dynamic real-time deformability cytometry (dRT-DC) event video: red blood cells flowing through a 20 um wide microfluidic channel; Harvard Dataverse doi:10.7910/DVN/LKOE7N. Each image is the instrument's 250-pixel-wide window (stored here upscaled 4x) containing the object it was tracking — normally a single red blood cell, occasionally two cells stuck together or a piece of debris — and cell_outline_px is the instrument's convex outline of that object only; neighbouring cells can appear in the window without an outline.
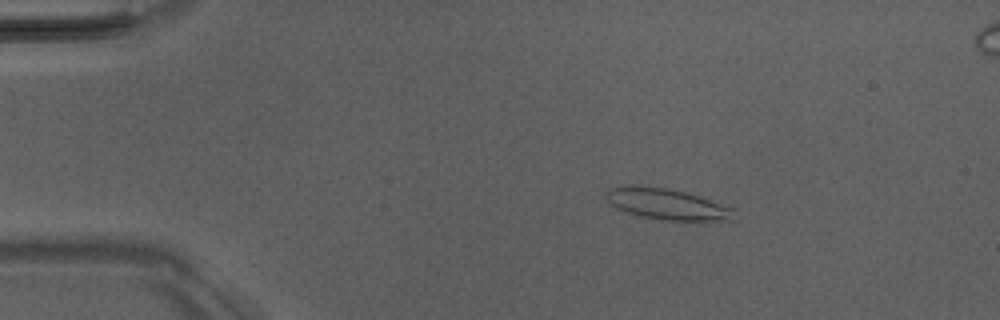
{"species": "Egyptian fruit bat (a non-hibernating species)", "species_latin": "Rousettus aegyptiacus", "temperature_condition": "room temperature", "stored_images_in_passage": 46, "segment_of_instrument_passage": [1, 2], "camera_frame_rate_fps": 3000, "um_per_image_px": 0.085, "animal": {"sex": "male"}, "frame": {"image": 1, "passage_image": 3, "time_ms": 0.667, "image_size_px": [1000, 320], "cell_outline_px": [[736, 220], [664, 220], [640, 216], [624, 212], [616, 208], [604, 196], [604, 192], [608, 188], [628, 184], [668, 188], [700, 196], [732, 208]], "centroid_in_image_um": [56.62, 17.33], "position_along_channel_um": 28.4, "area_um2": 23.24}}
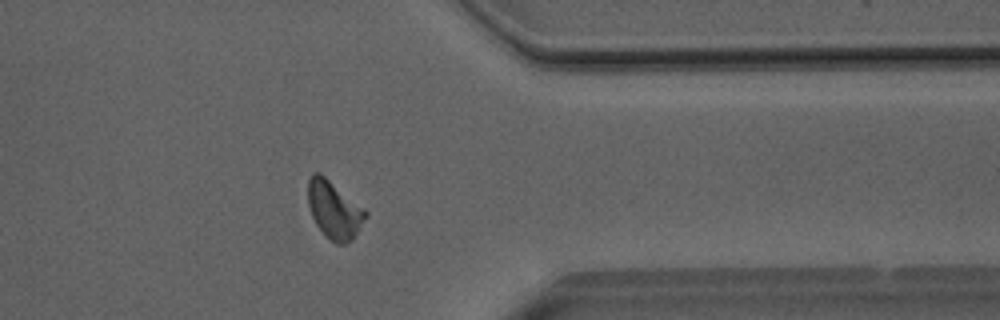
{"frame": {"image": 2, "passage_image": 35, "time_ms": 11.333, "image_size_px": [1000, 320], "cell_outline_px": [[368, 216], [352, 240], [344, 244], [336, 244], [316, 224], [312, 216], [308, 204], [308, 180], [312, 172], [320, 172], [364, 208], [368, 212]], "centroid_in_image_um": [28.41, 17.81], "position_along_channel_um": 383.0, "area_um2": 19.19}}
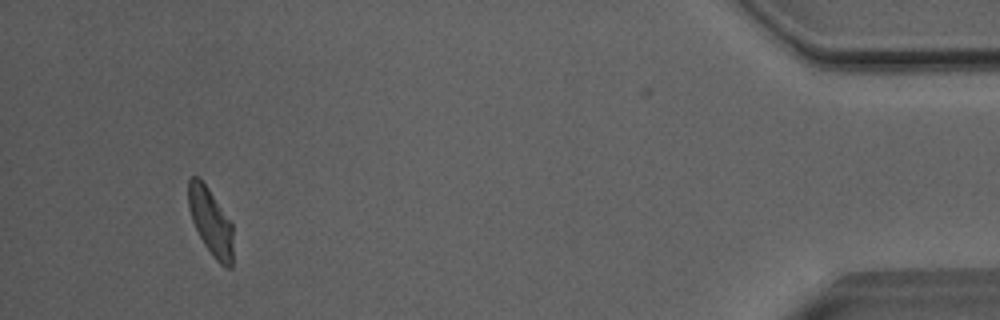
{"frame": {"image": 3, "passage_image": 42, "time_ms": 13.667, "image_size_px": [1000, 320], "cell_outline_px": [[232, 268], [224, 268], [212, 256], [204, 244], [192, 220], [188, 208], [188, 180], [192, 176], [200, 176], [232, 224]], "centroid_in_image_um": [17.89, 18.84], "position_along_channel_um": 417.3, "area_um2": 17.4}}